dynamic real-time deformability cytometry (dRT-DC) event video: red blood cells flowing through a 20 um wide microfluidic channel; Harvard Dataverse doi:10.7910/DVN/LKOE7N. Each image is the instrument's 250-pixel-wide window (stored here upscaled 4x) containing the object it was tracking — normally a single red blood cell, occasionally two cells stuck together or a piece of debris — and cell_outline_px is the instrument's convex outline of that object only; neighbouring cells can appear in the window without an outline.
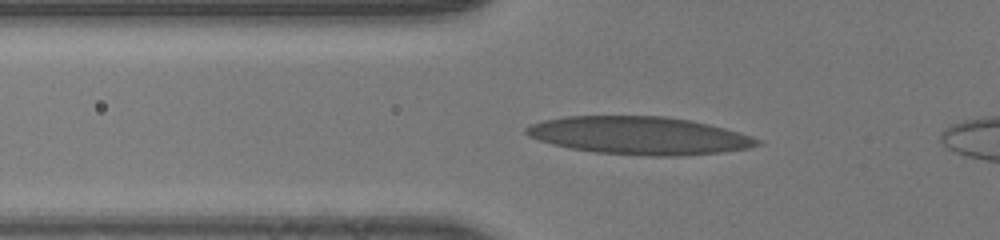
{"species": "human", "species_latin": "Homo sapiens", "temperature_condition": "room temperature", "stored_images_in_passage": 41, "camera_frame_rate_fps": 3000, "um_per_image_px": 0.085, "donor": {"sex": "male"}, "frame": {"image": 1, "passage_image": 13, "time_ms": 4.0, "image_size_px": [1000, 240], "cell_outline_px": [[764, 144], [748, 148], [724, 152], [680, 156], [644, 156], [596, 152], [572, 148], [552, 144], [528, 136], [524, 132], [524, 128], [528, 124], [544, 120], [564, 116], [664, 116], [692, 120], [724, 128], [752, 136], [764, 140]], "centroid_in_image_um": [54.37, 11.52], "position_along_channel_um": 71.4, "area_um2": 51.27}}
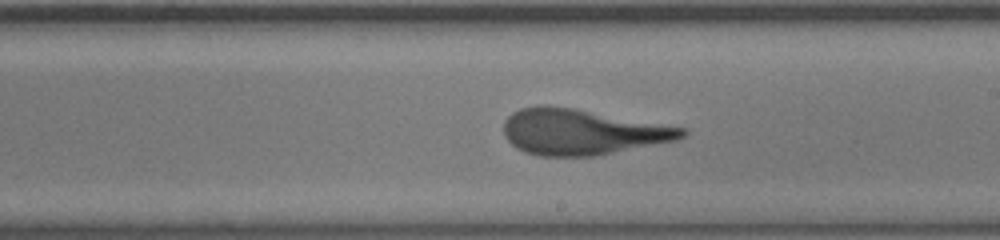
{"frame": {"image": 2, "passage_image": 25, "time_ms": 8.0, "image_size_px": [1000, 240], "cell_outline_px": [[688, 132], [684, 136], [676, 140], [592, 156], [540, 156], [524, 152], [516, 148], [504, 136], [504, 120], [512, 112], [520, 108], [540, 104], [544, 104], [576, 108], [688, 128]], "centroid_in_image_um": [49.44, 11.19], "position_along_channel_um": 239.6, "area_um2": 47.69}}
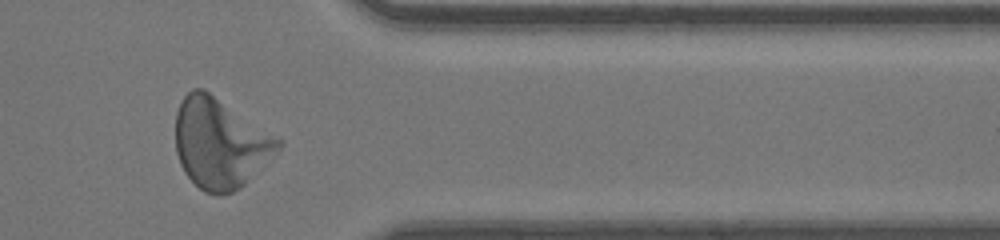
{"frame": {"image": 3, "passage_image": 36, "time_ms": 11.667, "image_size_px": [1000, 240], "cell_outline_px": [[284, 144], [240, 188], [232, 192], [220, 196], [216, 196], [204, 192], [184, 172], [180, 164], [176, 152], [176, 112], [184, 96], [192, 88], [204, 88], [284, 140]], "centroid_in_image_um": [18.71, 12.16], "position_along_channel_um": 392.7, "area_um2": 53.93}}